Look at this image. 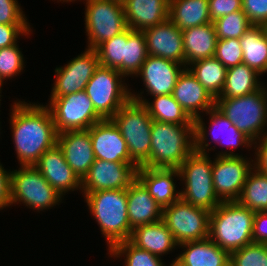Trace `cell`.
<instances>
[{"instance_id": "cell-12", "label": "cell", "mask_w": 267, "mask_h": 266, "mask_svg": "<svg viewBox=\"0 0 267 266\" xmlns=\"http://www.w3.org/2000/svg\"><path fill=\"white\" fill-rule=\"evenodd\" d=\"M210 211L181 198L163 208L162 221L178 245L208 238Z\"/></svg>"}, {"instance_id": "cell-32", "label": "cell", "mask_w": 267, "mask_h": 266, "mask_svg": "<svg viewBox=\"0 0 267 266\" xmlns=\"http://www.w3.org/2000/svg\"><path fill=\"white\" fill-rule=\"evenodd\" d=\"M189 67L186 68L217 99L225 84L227 68L215 56L195 61Z\"/></svg>"}, {"instance_id": "cell-5", "label": "cell", "mask_w": 267, "mask_h": 266, "mask_svg": "<svg viewBox=\"0 0 267 266\" xmlns=\"http://www.w3.org/2000/svg\"><path fill=\"white\" fill-rule=\"evenodd\" d=\"M215 107L252 142L267 135V131L264 132L267 126V90L264 86L244 96L217 98Z\"/></svg>"}, {"instance_id": "cell-35", "label": "cell", "mask_w": 267, "mask_h": 266, "mask_svg": "<svg viewBox=\"0 0 267 266\" xmlns=\"http://www.w3.org/2000/svg\"><path fill=\"white\" fill-rule=\"evenodd\" d=\"M128 28L113 38L99 44L95 50L99 65L118 70L125 77V51Z\"/></svg>"}, {"instance_id": "cell-42", "label": "cell", "mask_w": 267, "mask_h": 266, "mask_svg": "<svg viewBox=\"0 0 267 266\" xmlns=\"http://www.w3.org/2000/svg\"><path fill=\"white\" fill-rule=\"evenodd\" d=\"M0 24L29 25L17 0H0Z\"/></svg>"}, {"instance_id": "cell-41", "label": "cell", "mask_w": 267, "mask_h": 266, "mask_svg": "<svg viewBox=\"0 0 267 266\" xmlns=\"http://www.w3.org/2000/svg\"><path fill=\"white\" fill-rule=\"evenodd\" d=\"M214 56L227 69L243 63L240 39H218Z\"/></svg>"}, {"instance_id": "cell-11", "label": "cell", "mask_w": 267, "mask_h": 266, "mask_svg": "<svg viewBox=\"0 0 267 266\" xmlns=\"http://www.w3.org/2000/svg\"><path fill=\"white\" fill-rule=\"evenodd\" d=\"M87 48L95 49L105 40L125 31L128 26L122 0H85Z\"/></svg>"}, {"instance_id": "cell-34", "label": "cell", "mask_w": 267, "mask_h": 266, "mask_svg": "<svg viewBox=\"0 0 267 266\" xmlns=\"http://www.w3.org/2000/svg\"><path fill=\"white\" fill-rule=\"evenodd\" d=\"M236 201L253 212L267 211V175L253 168Z\"/></svg>"}, {"instance_id": "cell-23", "label": "cell", "mask_w": 267, "mask_h": 266, "mask_svg": "<svg viewBox=\"0 0 267 266\" xmlns=\"http://www.w3.org/2000/svg\"><path fill=\"white\" fill-rule=\"evenodd\" d=\"M127 26L143 31L169 19V0H122Z\"/></svg>"}, {"instance_id": "cell-27", "label": "cell", "mask_w": 267, "mask_h": 266, "mask_svg": "<svg viewBox=\"0 0 267 266\" xmlns=\"http://www.w3.org/2000/svg\"><path fill=\"white\" fill-rule=\"evenodd\" d=\"M129 241L136 247L159 257L179 246L162 220L135 227Z\"/></svg>"}, {"instance_id": "cell-29", "label": "cell", "mask_w": 267, "mask_h": 266, "mask_svg": "<svg viewBox=\"0 0 267 266\" xmlns=\"http://www.w3.org/2000/svg\"><path fill=\"white\" fill-rule=\"evenodd\" d=\"M243 63L258 74L267 72V27L252 25L240 38Z\"/></svg>"}, {"instance_id": "cell-15", "label": "cell", "mask_w": 267, "mask_h": 266, "mask_svg": "<svg viewBox=\"0 0 267 266\" xmlns=\"http://www.w3.org/2000/svg\"><path fill=\"white\" fill-rule=\"evenodd\" d=\"M138 166L126 162L95 159L82 179V192L128 189L137 179Z\"/></svg>"}, {"instance_id": "cell-46", "label": "cell", "mask_w": 267, "mask_h": 266, "mask_svg": "<svg viewBox=\"0 0 267 266\" xmlns=\"http://www.w3.org/2000/svg\"><path fill=\"white\" fill-rule=\"evenodd\" d=\"M252 239L253 243L267 244V211L255 212Z\"/></svg>"}, {"instance_id": "cell-8", "label": "cell", "mask_w": 267, "mask_h": 266, "mask_svg": "<svg viewBox=\"0 0 267 266\" xmlns=\"http://www.w3.org/2000/svg\"><path fill=\"white\" fill-rule=\"evenodd\" d=\"M172 96L188 116L194 120V150L199 153H207V151L209 153L212 147L207 150L210 144L207 142L209 135L206 133V125L200 114L201 111L207 112L214 108L216 99L209 94L187 68L179 75Z\"/></svg>"}, {"instance_id": "cell-3", "label": "cell", "mask_w": 267, "mask_h": 266, "mask_svg": "<svg viewBox=\"0 0 267 266\" xmlns=\"http://www.w3.org/2000/svg\"><path fill=\"white\" fill-rule=\"evenodd\" d=\"M254 214L237 201H222L210 212L208 238L229 253L253 243Z\"/></svg>"}, {"instance_id": "cell-20", "label": "cell", "mask_w": 267, "mask_h": 266, "mask_svg": "<svg viewBox=\"0 0 267 266\" xmlns=\"http://www.w3.org/2000/svg\"><path fill=\"white\" fill-rule=\"evenodd\" d=\"M182 64L161 57L150 56L146 58L136 76L141 75L144 86L152 96L172 94L177 79L182 71Z\"/></svg>"}, {"instance_id": "cell-6", "label": "cell", "mask_w": 267, "mask_h": 266, "mask_svg": "<svg viewBox=\"0 0 267 266\" xmlns=\"http://www.w3.org/2000/svg\"><path fill=\"white\" fill-rule=\"evenodd\" d=\"M213 162L207 153L193 150L178 168L185 188L180 198L196 207L214 211L222 202L216 195L212 175Z\"/></svg>"}, {"instance_id": "cell-40", "label": "cell", "mask_w": 267, "mask_h": 266, "mask_svg": "<svg viewBox=\"0 0 267 266\" xmlns=\"http://www.w3.org/2000/svg\"><path fill=\"white\" fill-rule=\"evenodd\" d=\"M23 54L16 44L0 48V83L13 76L19 75L24 67Z\"/></svg>"}, {"instance_id": "cell-47", "label": "cell", "mask_w": 267, "mask_h": 266, "mask_svg": "<svg viewBox=\"0 0 267 266\" xmlns=\"http://www.w3.org/2000/svg\"><path fill=\"white\" fill-rule=\"evenodd\" d=\"M259 140V144L257 141L253 142L256 147V162L253 163V167L260 173L267 175V135H264ZM257 144V146H256Z\"/></svg>"}, {"instance_id": "cell-17", "label": "cell", "mask_w": 267, "mask_h": 266, "mask_svg": "<svg viewBox=\"0 0 267 266\" xmlns=\"http://www.w3.org/2000/svg\"><path fill=\"white\" fill-rule=\"evenodd\" d=\"M143 33L148 55L171 60L185 67L182 30L171 20L147 28Z\"/></svg>"}, {"instance_id": "cell-26", "label": "cell", "mask_w": 267, "mask_h": 266, "mask_svg": "<svg viewBox=\"0 0 267 266\" xmlns=\"http://www.w3.org/2000/svg\"><path fill=\"white\" fill-rule=\"evenodd\" d=\"M182 36L185 68L195 61L214 57L218 39L213 22L182 30Z\"/></svg>"}, {"instance_id": "cell-24", "label": "cell", "mask_w": 267, "mask_h": 266, "mask_svg": "<svg viewBox=\"0 0 267 266\" xmlns=\"http://www.w3.org/2000/svg\"><path fill=\"white\" fill-rule=\"evenodd\" d=\"M181 246L186 249L171 266H230V253L209 238L185 242Z\"/></svg>"}, {"instance_id": "cell-13", "label": "cell", "mask_w": 267, "mask_h": 266, "mask_svg": "<svg viewBox=\"0 0 267 266\" xmlns=\"http://www.w3.org/2000/svg\"><path fill=\"white\" fill-rule=\"evenodd\" d=\"M49 102L47 107L50 109L58 134L65 131L88 130L103 120L84 90L50 98Z\"/></svg>"}, {"instance_id": "cell-45", "label": "cell", "mask_w": 267, "mask_h": 266, "mask_svg": "<svg viewBox=\"0 0 267 266\" xmlns=\"http://www.w3.org/2000/svg\"><path fill=\"white\" fill-rule=\"evenodd\" d=\"M30 25L0 24V48L10 47L18 43V36L29 35Z\"/></svg>"}, {"instance_id": "cell-36", "label": "cell", "mask_w": 267, "mask_h": 266, "mask_svg": "<svg viewBox=\"0 0 267 266\" xmlns=\"http://www.w3.org/2000/svg\"><path fill=\"white\" fill-rule=\"evenodd\" d=\"M147 57L148 52L143 31H135L128 27L125 51V76L136 75Z\"/></svg>"}, {"instance_id": "cell-21", "label": "cell", "mask_w": 267, "mask_h": 266, "mask_svg": "<svg viewBox=\"0 0 267 266\" xmlns=\"http://www.w3.org/2000/svg\"><path fill=\"white\" fill-rule=\"evenodd\" d=\"M57 144L68 165L82 180L95 161L88 130L65 131L58 134Z\"/></svg>"}, {"instance_id": "cell-1", "label": "cell", "mask_w": 267, "mask_h": 266, "mask_svg": "<svg viewBox=\"0 0 267 266\" xmlns=\"http://www.w3.org/2000/svg\"><path fill=\"white\" fill-rule=\"evenodd\" d=\"M10 115L13 144L20 166L35 165L40 156L57 144L58 132L50 109L18 101Z\"/></svg>"}, {"instance_id": "cell-2", "label": "cell", "mask_w": 267, "mask_h": 266, "mask_svg": "<svg viewBox=\"0 0 267 266\" xmlns=\"http://www.w3.org/2000/svg\"><path fill=\"white\" fill-rule=\"evenodd\" d=\"M85 201L96 219L110 250L132 234L128 218L127 189L84 192Z\"/></svg>"}, {"instance_id": "cell-38", "label": "cell", "mask_w": 267, "mask_h": 266, "mask_svg": "<svg viewBox=\"0 0 267 266\" xmlns=\"http://www.w3.org/2000/svg\"><path fill=\"white\" fill-rule=\"evenodd\" d=\"M213 24L217 39H240L252 26L242 10L222 16L213 21Z\"/></svg>"}, {"instance_id": "cell-37", "label": "cell", "mask_w": 267, "mask_h": 266, "mask_svg": "<svg viewBox=\"0 0 267 266\" xmlns=\"http://www.w3.org/2000/svg\"><path fill=\"white\" fill-rule=\"evenodd\" d=\"M109 253L110 256L117 258L125 255L124 266H165L159 256L136 247L129 240L117 243L109 250Z\"/></svg>"}, {"instance_id": "cell-50", "label": "cell", "mask_w": 267, "mask_h": 266, "mask_svg": "<svg viewBox=\"0 0 267 266\" xmlns=\"http://www.w3.org/2000/svg\"><path fill=\"white\" fill-rule=\"evenodd\" d=\"M1 86H2V84L0 83V93H1ZM0 97H1V95H0ZM0 101H1V99H0Z\"/></svg>"}, {"instance_id": "cell-39", "label": "cell", "mask_w": 267, "mask_h": 266, "mask_svg": "<svg viewBox=\"0 0 267 266\" xmlns=\"http://www.w3.org/2000/svg\"><path fill=\"white\" fill-rule=\"evenodd\" d=\"M230 266H267V244L251 243L231 252Z\"/></svg>"}, {"instance_id": "cell-49", "label": "cell", "mask_w": 267, "mask_h": 266, "mask_svg": "<svg viewBox=\"0 0 267 266\" xmlns=\"http://www.w3.org/2000/svg\"><path fill=\"white\" fill-rule=\"evenodd\" d=\"M57 1H58V0H57ZM59 1H63V2H64V1H66V2H69V1H70V2H72V1H75V0H59Z\"/></svg>"}, {"instance_id": "cell-28", "label": "cell", "mask_w": 267, "mask_h": 266, "mask_svg": "<svg viewBox=\"0 0 267 266\" xmlns=\"http://www.w3.org/2000/svg\"><path fill=\"white\" fill-rule=\"evenodd\" d=\"M130 97L132 100L143 104L154 121L194 125V120L188 116L172 94L153 96L154 101L151 103L143 99L142 93L135 95V93L130 92Z\"/></svg>"}, {"instance_id": "cell-4", "label": "cell", "mask_w": 267, "mask_h": 266, "mask_svg": "<svg viewBox=\"0 0 267 266\" xmlns=\"http://www.w3.org/2000/svg\"><path fill=\"white\" fill-rule=\"evenodd\" d=\"M194 150V125L154 121L149 161L144 167L178 169Z\"/></svg>"}, {"instance_id": "cell-7", "label": "cell", "mask_w": 267, "mask_h": 266, "mask_svg": "<svg viewBox=\"0 0 267 266\" xmlns=\"http://www.w3.org/2000/svg\"><path fill=\"white\" fill-rule=\"evenodd\" d=\"M111 120L127 143L130 159L138 167L144 166L150 157L153 122L147 108L130 99Z\"/></svg>"}, {"instance_id": "cell-31", "label": "cell", "mask_w": 267, "mask_h": 266, "mask_svg": "<svg viewBox=\"0 0 267 266\" xmlns=\"http://www.w3.org/2000/svg\"><path fill=\"white\" fill-rule=\"evenodd\" d=\"M258 76L260 74L244 63L228 68L225 84L218 98H236L259 90L262 85Z\"/></svg>"}, {"instance_id": "cell-19", "label": "cell", "mask_w": 267, "mask_h": 266, "mask_svg": "<svg viewBox=\"0 0 267 266\" xmlns=\"http://www.w3.org/2000/svg\"><path fill=\"white\" fill-rule=\"evenodd\" d=\"M34 166L61 196L82 189V180L68 165L58 144L45 151Z\"/></svg>"}, {"instance_id": "cell-22", "label": "cell", "mask_w": 267, "mask_h": 266, "mask_svg": "<svg viewBox=\"0 0 267 266\" xmlns=\"http://www.w3.org/2000/svg\"><path fill=\"white\" fill-rule=\"evenodd\" d=\"M175 176L180 177L178 169L141 166L137 170V179L162 209L180 199V191L175 189L176 185L173 182Z\"/></svg>"}, {"instance_id": "cell-9", "label": "cell", "mask_w": 267, "mask_h": 266, "mask_svg": "<svg viewBox=\"0 0 267 266\" xmlns=\"http://www.w3.org/2000/svg\"><path fill=\"white\" fill-rule=\"evenodd\" d=\"M11 205L24 203L28 208L43 211L62 201L61 196L34 166H21L10 171Z\"/></svg>"}, {"instance_id": "cell-33", "label": "cell", "mask_w": 267, "mask_h": 266, "mask_svg": "<svg viewBox=\"0 0 267 266\" xmlns=\"http://www.w3.org/2000/svg\"><path fill=\"white\" fill-rule=\"evenodd\" d=\"M206 114L210 115L209 119L211 121L209 128H211L209 130L213 129L210 134H212V137L217 144L230 147V149L236 147L238 149V146L240 147L243 145L248 148L252 147L253 142L240 132L239 129L216 107L208 110ZM223 133L225 134V137L223 138L224 140L219 138V134L223 135Z\"/></svg>"}, {"instance_id": "cell-18", "label": "cell", "mask_w": 267, "mask_h": 266, "mask_svg": "<svg viewBox=\"0 0 267 266\" xmlns=\"http://www.w3.org/2000/svg\"><path fill=\"white\" fill-rule=\"evenodd\" d=\"M95 159L135 164L127 143L111 119H103L88 129Z\"/></svg>"}, {"instance_id": "cell-48", "label": "cell", "mask_w": 267, "mask_h": 266, "mask_svg": "<svg viewBox=\"0 0 267 266\" xmlns=\"http://www.w3.org/2000/svg\"><path fill=\"white\" fill-rule=\"evenodd\" d=\"M10 174L0 163V210L11 205L10 202Z\"/></svg>"}, {"instance_id": "cell-10", "label": "cell", "mask_w": 267, "mask_h": 266, "mask_svg": "<svg viewBox=\"0 0 267 266\" xmlns=\"http://www.w3.org/2000/svg\"><path fill=\"white\" fill-rule=\"evenodd\" d=\"M122 77L118 70L99 65L84 89L103 119H111L131 99Z\"/></svg>"}, {"instance_id": "cell-43", "label": "cell", "mask_w": 267, "mask_h": 266, "mask_svg": "<svg viewBox=\"0 0 267 266\" xmlns=\"http://www.w3.org/2000/svg\"><path fill=\"white\" fill-rule=\"evenodd\" d=\"M242 11L252 25L267 26V0H242Z\"/></svg>"}, {"instance_id": "cell-16", "label": "cell", "mask_w": 267, "mask_h": 266, "mask_svg": "<svg viewBox=\"0 0 267 266\" xmlns=\"http://www.w3.org/2000/svg\"><path fill=\"white\" fill-rule=\"evenodd\" d=\"M99 66L95 49L87 48L64 67L55 69L56 80L50 98L62 97L83 91Z\"/></svg>"}, {"instance_id": "cell-30", "label": "cell", "mask_w": 267, "mask_h": 266, "mask_svg": "<svg viewBox=\"0 0 267 266\" xmlns=\"http://www.w3.org/2000/svg\"><path fill=\"white\" fill-rule=\"evenodd\" d=\"M169 20L181 30L212 23L208 0H169Z\"/></svg>"}, {"instance_id": "cell-25", "label": "cell", "mask_w": 267, "mask_h": 266, "mask_svg": "<svg viewBox=\"0 0 267 266\" xmlns=\"http://www.w3.org/2000/svg\"><path fill=\"white\" fill-rule=\"evenodd\" d=\"M130 227L151 224L162 220L163 209L150 196L145 186L136 179L127 189Z\"/></svg>"}, {"instance_id": "cell-14", "label": "cell", "mask_w": 267, "mask_h": 266, "mask_svg": "<svg viewBox=\"0 0 267 266\" xmlns=\"http://www.w3.org/2000/svg\"><path fill=\"white\" fill-rule=\"evenodd\" d=\"M253 165L234 152H220L213 161V186L221 201H236Z\"/></svg>"}, {"instance_id": "cell-44", "label": "cell", "mask_w": 267, "mask_h": 266, "mask_svg": "<svg viewBox=\"0 0 267 266\" xmlns=\"http://www.w3.org/2000/svg\"><path fill=\"white\" fill-rule=\"evenodd\" d=\"M211 21L242 10V0H208Z\"/></svg>"}]
</instances>
